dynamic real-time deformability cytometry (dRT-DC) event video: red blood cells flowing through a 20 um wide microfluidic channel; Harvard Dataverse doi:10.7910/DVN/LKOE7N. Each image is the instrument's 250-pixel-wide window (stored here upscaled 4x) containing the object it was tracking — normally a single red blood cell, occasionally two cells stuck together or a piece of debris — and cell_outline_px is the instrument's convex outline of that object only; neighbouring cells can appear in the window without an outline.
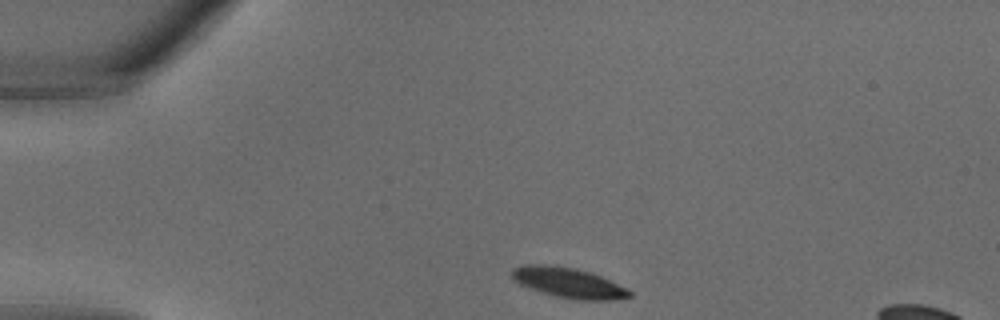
{"species": "common noctule bat (a hibernating species)", "species_latin": "Nyctalus noctula", "temperature_condition": "warm", "stored_images_in_passage": 28, "segment_of_instrument_passage": [1, 2], "camera_frame_rate_fps": 3000, "um_per_image_px": 0.085, "animal": {"sex": "male", "body_mass_g": 18.8}, "frame": {"image": 1, "passage_image": 1, "time_ms": 0.0, "image_size_px": [1000, 320], "cell_outline_px": [[632, 296], [612, 300], [580, 300], [556, 296], [520, 284], [512, 280], [512, 268], [520, 264], [548, 264], [576, 268], [592, 272], [628, 288], [632, 292]], "centroid_in_image_um": [48.33, 24.01], "position_along_channel_um": 36.7, "area_um2": 20.81}}
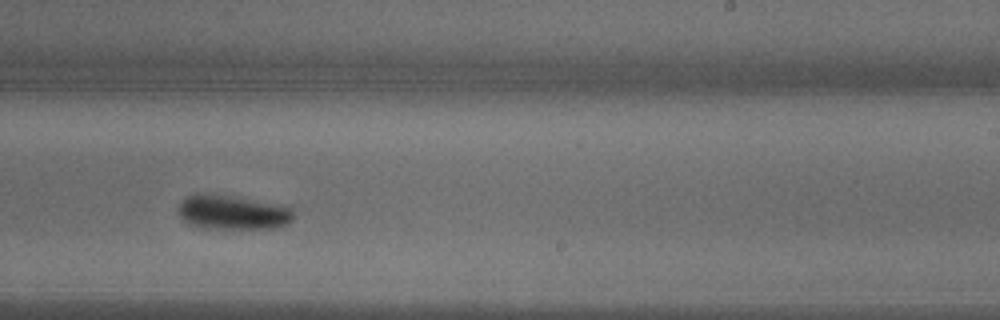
{"frame": {"image": 2, "passage_image": 15, "time_ms": 4.667, "image_size_px": [1000, 320], "cell_outline_px": [[296, 216], [288, 224], [272, 228], [196, 228], [188, 224], [180, 216], [180, 200], [184, 196], [196, 192], [208, 192], [284, 204], [292, 208]], "centroid_in_image_um": [19.78, 18.02], "position_along_channel_um": 269.2, "area_um2": 23.87}}
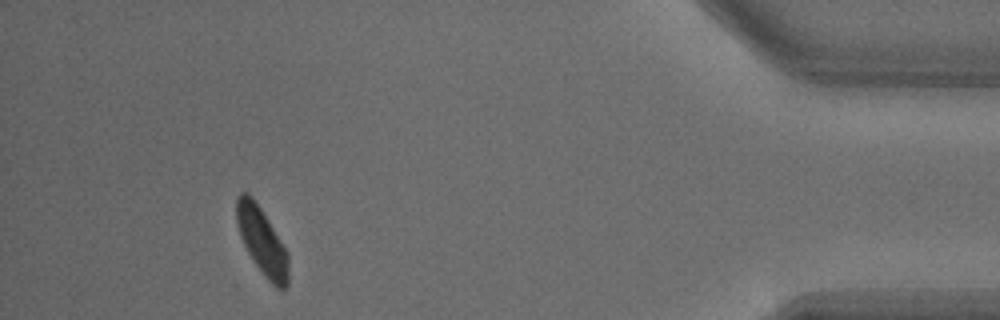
{"frame": {"image": 3, "passage_image": 25, "time_ms": 8.0, "image_size_px": [1000, 320], "cell_outline_px": [[288, 284], [284, 292], [276, 288], [264, 276], [248, 252], [240, 236], [236, 224], [236, 196], [240, 192], [248, 192], [252, 196], [268, 220], [288, 252]], "centroid_in_image_um": [22.26, 20.5], "position_along_channel_um": 412.9, "area_um2": 20.35}}